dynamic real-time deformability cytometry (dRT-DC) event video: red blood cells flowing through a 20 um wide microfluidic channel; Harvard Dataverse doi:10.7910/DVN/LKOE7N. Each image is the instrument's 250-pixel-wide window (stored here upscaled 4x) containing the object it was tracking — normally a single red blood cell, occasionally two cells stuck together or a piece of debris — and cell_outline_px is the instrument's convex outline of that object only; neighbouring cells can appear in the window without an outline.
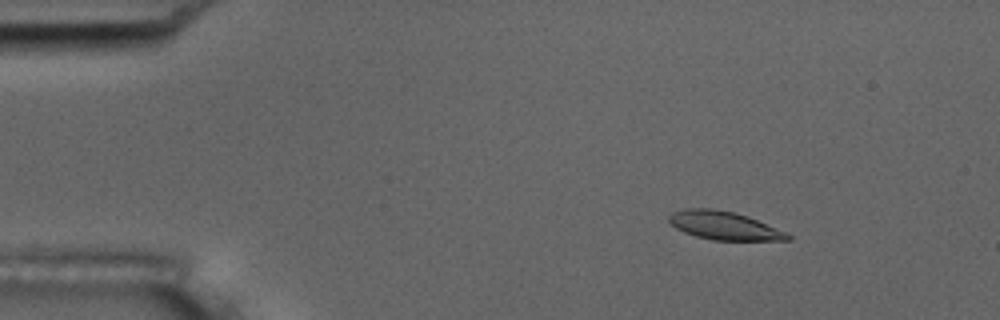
{"species": "common noctule bat (a hibernating species)", "species_latin": "Nyctalus noctula", "temperature_condition": "room temperature", "stored_images_in_passage": 49, "camera_frame_rate_fps": 3000, "um_per_image_px": 0.085, "animal": {"sex": "male", "body_mass_g": 17.5, "forearm_length_mm": 52.3}, "frame": {"image": 1, "passage_image": 2, "time_ms": 0.333, "image_size_px": [1000, 320], "cell_outline_px": [[792, 240], [712, 240], [696, 236], [684, 232], [676, 228], [668, 220], [668, 216], [672, 212], [684, 208], [712, 208], [736, 212], [748, 216], [784, 232], [792, 236]], "centroid_in_image_um": [61.51, 19.16], "position_along_channel_um": 23.5, "area_um2": 19.54}}
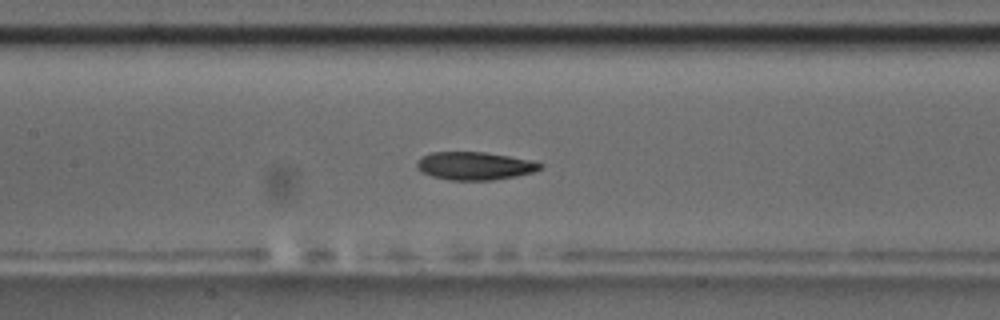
{"frame": {"image": 2, "passage_image": 20, "time_ms": 6.333, "image_size_px": [1000, 320], "cell_outline_px": [[544, 164], [540, 168], [532, 172], [516, 176], [492, 180], [452, 180], [432, 176], [420, 172], [416, 168], [416, 164], [424, 156], [432, 152], [484, 152], [508, 156], [528, 160]], "centroid_in_image_um": [40.32, 14.1], "position_along_channel_um": 167.1, "area_um2": 19.83}}
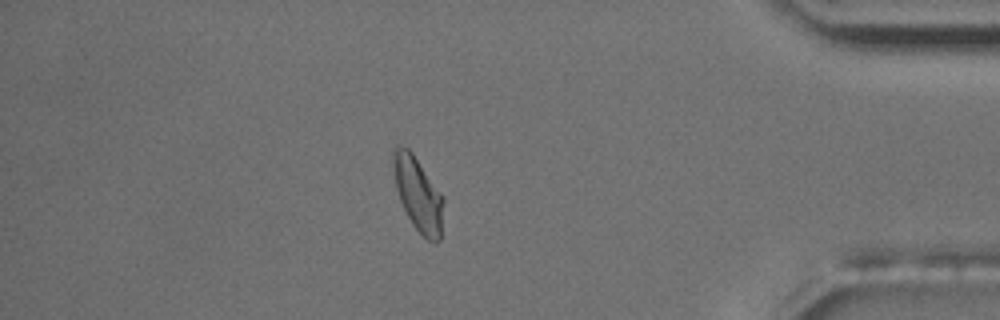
{"frame": {"image": 3, "passage_image": 42, "time_ms": 13.667, "image_size_px": [1000, 320], "cell_outline_px": [[444, 200], [440, 240], [436, 244], [428, 240], [412, 224], [400, 200], [396, 188], [392, 164], [392, 148], [396, 144], [400, 144], [408, 148], [412, 152], [444, 196]], "centroid_in_image_um": [35.53, 16.45], "position_along_channel_um": 399.7, "area_um2": 21.85}, "authors_computed_cell_mechanics": {"area_um2": 20.519, "velocity_mm_per_s": 3.6756, "shape_relaxation_time_tau1_ms": 4.0475, "shape_relaxation_time_tau2_ms": 2.6983, "deformation_change_tau1": 0.1497, "deformation_change_tau2": 0.0843}}